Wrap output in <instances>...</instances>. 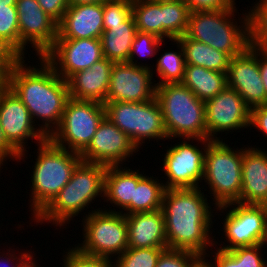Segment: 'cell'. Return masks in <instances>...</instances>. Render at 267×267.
I'll use <instances>...</instances> for the list:
<instances>
[{
    "label": "cell",
    "instance_id": "1",
    "mask_svg": "<svg viewBox=\"0 0 267 267\" xmlns=\"http://www.w3.org/2000/svg\"><path fill=\"white\" fill-rule=\"evenodd\" d=\"M24 58L18 57L11 65L8 87L27 107L34 124L35 119L42 120L39 129L49 138L70 99L68 83L43 57H39L41 68L27 67Z\"/></svg>",
    "mask_w": 267,
    "mask_h": 267
},
{
    "label": "cell",
    "instance_id": "2",
    "mask_svg": "<svg viewBox=\"0 0 267 267\" xmlns=\"http://www.w3.org/2000/svg\"><path fill=\"white\" fill-rule=\"evenodd\" d=\"M207 201L200 187L165 190L161 210L168 249L187 250L205 258L208 246L214 245L209 236L213 214Z\"/></svg>",
    "mask_w": 267,
    "mask_h": 267
},
{
    "label": "cell",
    "instance_id": "3",
    "mask_svg": "<svg viewBox=\"0 0 267 267\" xmlns=\"http://www.w3.org/2000/svg\"><path fill=\"white\" fill-rule=\"evenodd\" d=\"M0 36L19 57L29 42L42 57L58 37V23L37 0H0Z\"/></svg>",
    "mask_w": 267,
    "mask_h": 267
},
{
    "label": "cell",
    "instance_id": "4",
    "mask_svg": "<svg viewBox=\"0 0 267 267\" xmlns=\"http://www.w3.org/2000/svg\"><path fill=\"white\" fill-rule=\"evenodd\" d=\"M105 172V165L81 161L69 182L34 220L41 224L52 222L56 226L70 222L96 197H104Z\"/></svg>",
    "mask_w": 267,
    "mask_h": 267
},
{
    "label": "cell",
    "instance_id": "5",
    "mask_svg": "<svg viewBox=\"0 0 267 267\" xmlns=\"http://www.w3.org/2000/svg\"><path fill=\"white\" fill-rule=\"evenodd\" d=\"M157 99L163 115L168 139H207L205 102L181 83L156 86Z\"/></svg>",
    "mask_w": 267,
    "mask_h": 267
},
{
    "label": "cell",
    "instance_id": "6",
    "mask_svg": "<svg viewBox=\"0 0 267 267\" xmlns=\"http://www.w3.org/2000/svg\"><path fill=\"white\" fill-rule=\"evenodd\" d=\"M37 159L31 175V210L36 217L69 182L80 154L56 146L49 138L38 143Z\"/></svg>",
    "mask_w": 267,
    "mask_h": 267
},
{
    "label": "cell",
    "instance_id": "7",
    "mask_svg": "<svg viewBox=\"0 0 267 267\" xmlns=\"http://www.w3.org/2000/svg\"><path fill=\"white\" fill-rule=\"evenodd\" d=\"M235 8L191 12L185 35L227 53L231 58L240 55L249 46L248 14L245 13L238 26L233 22Z\"/></svg>",
    "mask_w": 267,
    "mask_h": 267
},
{
    "label": "cell",
    "instance_id": "8",
    "mask_svg": "<svg viewBox=\"0 0 267 267\" xmlns=\"http://www.w3.org/2000/svg\"><path fill=\"white\" fill-rule=\"evenodd\" d=\"M242 159L243 148L235 151L223 139L209 140L205 150L203 180L209 185L216 207L239 198L242 189Z\"/></svg>",
    "mask_w": 267,
    "mask_h": 267
},
{
    "label": "cell",
    "instance_id": "9",
    "mask_svg": "<svg viewBox=\"0 0 267 267\" xmlns=\"http://www.w3.org/2000/svg\"><path fill=\"white\" fill-rule=\"evenodd\" d=\"M104 108L105 116L129 137L137 149L147 138L168 139L156 98L147 102H105Z\"/></svg>",
    "mask_w": 267,
    "mask_h": 267
},
{
    "label": "cell",
    "instance_id": "10",
    "mask_svg": "<svg viewBox=\"0 0 267 267\" xmlns=\"http://www.w3.org/2000/svg\"><path fill=\"white\" fill-rule=\"evenodd\" d=\"M104 117L103 103L70 97L61 123L49 139L58 147L81 154L90 144Z\"/></svg>",
    "mask_w": 267,
    "mask_h": 267
},
{
    "label": "cell",
    "instance_id": "11",
    "mask_svg": "<svg viewBox=\"0 0 267 267\" xmlns=\"http://www.w3.org/2000/svg\"><path fill=\"white\" fill-rule=\"evenodd\" d=\"M83 220L84 241L77 246L82 252L111 260L128 248L127 222L122 211L99 208Z\"/></svg>",
    "mask_w": 267,
    "mask_h": 267
},
{
    "label": "cell",
    "instance_id": "12",
    "mask_svg": "<svg viewBox=\"0 0 267 267\" xmlns=\"http://www.w3.org/2000/svg\"><path fill=\"white\" fill-rule=\"evenodd\" d=\"M234 207H231L233 206ZM237 206V207H236ZM228 210L224 219L223 232L230 244L219 249L230 251L234 248L262 244L265 236L267 205L228 203L216 209Z\"/></svg>",
    "mask_w": 267,
    "mask_h": 267
},
{
    "label": "cell",
    "instance_id": "13",
    "mask_svg": "<svg viewBox=\"0 0 267 267\" xmlns=\"http://www.w3.org/2000/svg\"><path fill=\"white\" fill-rule=\"evenodd\" d=\"M196 141L205 145L204 152L185 140L167 149L163 159V170L168 177L165 189L199 187V181L204 176L205 150L209 139L196 138Z\"/></svg>",
    "mask_w": 267,
    "mask_h": 267
},
{
    "label": "cell",
    "instance_id": "14",
    "mask_svg": "<svg viewBox=\"0 0 267 267\" xmlns=\"http://www.w3.org/2000/svg\"><path fill=\"white\" fill-rule=\"evenodd\" d=\"M251 108L237 91L225 87L214 98L205 101L207 139L220 140L217 133L250 126Z\"/></svg>",
    "mask_w": 267,
    "mask_h": 267
},
{
    "label": "cell",
    "instance_id": "15",
    "mask_svg": "<svg viewBox=\"0 0 267 267\" xmlns=\"http://www.w3.org/2000/svg\"><path fill=\"white\" fill-rule=\"evenodd\" d=\"M42 57L64 80L104 58L100 39H56Z\"/></svg>",
    "mask_w": 267,
    "mask_h": 267
},
{
    "label": "cell",
    "instance_id": "16",
    "mask_svg": "<svg viewBox=\"0 0 267 267\" xmlns=\"http://www.w3.org/2000/svg\"><path fill=\"white\" fill-rule=\"evenodd\" d=\"M150 69L139 63H114L105 102H147L155 98L156 83L151 81Z\"/></svg>",
    "mask_w": 267,
    "mask_h": 267
},
{
    "label": "cell",
    "instance_id": "17",
    "mask_svg": "<svg viewBox=\"0 0 267 267\" xmlns=\"http://www.w3.org/2000/svg\"><path fill=\"white\" fill-rule=\"evenodd\" d=\"M0 125L7 141L20 153L19 161L24 159L27 151L26 140L34 138L40 144L47 139L40 129L35 128L27 107L9 87L0 91Z\"/></svg>",
    "mask_w": 267,
    "mask_h": 267
},
{
    "label": "cell",
    "instance_id": "18",
    "mask_svg": "<svg viewBox=\"0 0 267 267\" xmlns=\"http://www.w3.org/2000/svg\"><path fill=\"white\" fill-rule=\"evenodd\" d=\"M136 151L139 150L129 137L105 116L90 144L80 156L84 162L102 164L106 167L121 166L123 161Z\"/></svg>",
    "mask_w": 267,
    "mask_h": 267
},
{
    "label": "cell",
    "instance_id": "19",
    "mask_svg": "<svg viewBox=\"0 0 267 267\" xmlns=\"http://www.w3.org/2000/svg\"><path fill=\"white\" fill-rule=\"evenodd\" d=\"M226 79L227 86L237 91L251 109L267 104L257 49L249 45L240 55L232 57Z\"/></svg>",
    "mask_w": 267,
    "mask_h": 267
},
{
    "label": "cell",
    "instance_id": "20",
    "mask_svg": "<svg viewBox=\"0 0 267 267\" xmlns=\"http://www.w3.org/2000/svg\"><path fill=\"white\" fill-rule=\"evenodd\" d=\"M267 151L244 148L242 159V189L235 201L241 204H267Z\"/></svg>",
    "mask_w": 267,
    "mask_h": 267
},
{
    "label": "cell",
    "instance_id": "21",
    "mask_svg": "<svg viewBox=\"0 0 267 267\" xmlns=\"http://www.w3.org/2000/svg\"><path fill=\"white\" fill-rule=\"evenodd\" d=\"M103 20V4L68 6L56 39H100Z\"/></svg>",
    "mask_w": 267,
    "mask_h": 267
},
{
    "label": "cell",
    "instance_id": "22",
    "mask_svg": "<svg viewBox=\"0 0 267 267\" xmlns=\"http://www.w3.org/2000/svg\"><path fill=\"white\" fill-rule=\"evenodd\" d=\"M114 62L103 58L90 68L80 70L67 79L71 98L105 103Z\"/></svg>",
    "mask_w": 267,
    "mask_h": 267
},
{
    "label": "cell",
    "instance_id": "23",
    "mask_svg": "<svg viewBox=\"0 0 267 267\" xmlns=\"http://www.w3.org/2000/svg\"><path fill=\"white\" fill-rule=\"evenodd\" d=\"M128 247H167L164 215L161 209L125 215Z\"/></svg>",
    "mask_w": 267,
    "mask_h": 267
},
{
    "label": "cell",
    "instance_id": "24",
    "mask_svg": "<svg viewBox=\"0 0 267 267\" xmlns=\"http://www.w3.org/2000/svg\"><path fill=\"white\" fill-rule=\"evenodd\" d=\"M121 166L106 167L104 180V198L106 202L119 206L126 211L124 215L131 214V200H134V186L144 177L139 170L120 168ZM141 173V174H140ZM128 211V212H127Z\"/></svg>",
    "mask_w": 267,
    "mask_h": 267
},
{
    "label": "cell",
    "instance_id": "25",
    "mask_svg": "<svg viewBox=\"0 0 267 267\" xmlns=\"http://www.w3.org/2000/svg\"><path fill=\"white\" fill-rule=\"evenodd\" d=\"M136 31L133 14L122 24L110 25L100 38L103 56L114 63L127 62Z\"/></svg>",
    "mask_w": 267,
    "mask_h": 267
},
{
    "label": "cell",
    "instance_id": "26",
    "mask_svg": "<svg viewBox=\"0 0 267 267\" xmlns=\"http://www.w3.org/2000/svg\"><path fill=\"white\" fill-rule=\"evenodd\" d=\"M181 84L186 86L197 98L205 102L214 98L227 87L226 73L185 64Z\"/></svg>",
    "mask_w": 267,
    "mask_h": 267
},
{
    "label": "cell",
    "instance_id": "27",
    "mask_svg": "<svg viewBox=\"0 0 267 267\" xmlns=\"http://www.w3.org/2000/svg\"><path fill=\"white\" fill-rule=\"evenodd\" d=\"M184 50L185 64L227 73L231 57L200 41L189 39L186 35L177 38Z\"/></svg>",
    "mask_w": 267,
    "mask_h": 267
},
{
    "label": "cell",
    "instance_id": "28",
    "mask_svg": "<svg viewBox=\"0 0 267 267\" xmlns=\"http://www.w3.org/2000/svg\"><path fill=\"white\" fill-rule=\"evenodd\" d=\"M263 246V244H257L234 248L230 251L217 248L218 250L214 252V264L206 263L209 267H267V263L263 261L264 258L259 254Z\"/></svg>",
    "mask_w": 267,
    "mask_h": 267
},
{
    "label": "cell",
    "instance_id": "29",
    "mask_svg": "<svg viewBox=\"0 0 267 267\" xmlns=\"http://www.w3.org/2000/svg\"><path fill=\"white\" fill-rule=\"evenodd\" d=\"M155 177L145 176L134 186V200H131V214L138 212H151L162 207L165 192L163 183ZM158 180V181H157Z\"/></svg>",
    "mask_w": 267,
    "mask_h": 267
},
{
    "label": "cell",
    "instance_id": "30",
    "mask_svg": "<svg viewBox=\"0 0 267 267\" xmlns=\"http://www.w3.org/2000/svg\"><path fill=\"white\" fill-rule=\"evenodd\" d=\"M163 39L171 41L186 34L190 9L183 0L161 1Z\"/></svg>",
    "mask_w": 267,
    "mask_h": 267
},
{
    "label": "cell",
    "instance_id": "31",
    "mask_svg": "<svg viewBox=\"0 0 267 267\" xmlns=\"http://www.w3.org/2000/svg\"><path fill=\"white\" fill-rule=\"evenodd\" d=\"M132 14L138 31L163 39L161 1L132 0Z\"/></svg>",
    "mask_w": 267,
    "mask_h": 267
},
{
    "label": "cell",
    "instance_id": "32",
    "mask_svg": "<svg viewBox=\"0 0 267 267\" xmlns=\"http://www.w3.org/2000/svg\"><path fill=\"white\" fill-rule=\"evenodd\" d=\"M173 42H176L179 52L167 51L157 58L156 72L161 81L159 80L156 86L166 83H181L183 80L185 69L184 50L178 40L174 39Z\"/></svg>",
    "mask_w": 267,
    "mask_h": 267
},
{
    "label": "cell",
    "instance_id": "33",
    "mask_svg": "<svg viewBox=\"0 0 267 267\" xmlns=\"http://www.w3.org/2000/svg\"><path fill=\"white\" fill-rule=\"evenodd\" d=\"M250 11L248 12L249 45L267 53V0H259Z\"/></svg>",
    "mask_w": 267,
    "mask_h": 267
},
{
    "label": "cell",
    "instance_id": "34",
    "mask_svg": "<svg viewBox=\"0 0 267 267\" xmlns=\"http://www.w3.org/2000/svg\"><path fill=\"white\" fill-rule=\"evenodd\" d=\"M168 247L132 248L128 247L113 262V267H155L161 253Z\"/></svg>",
    "mask_w": 267,
    "mask_h": 267
},
{
    "label": "cell",
    "instance_id": "35",
    "mask_svg": "<svg viewBox=\"0 0 267 267\" xmlns=\"http://www.w3.org/2000/svg\"><path fill=\"white\" fill-rule=\"evenodd\" d=\"M205 258L201 255L178 249H165L155 267H198Z\"/></svg>",
    "mask_w": 267,
    "mask_h": 267
},
{
    "label": "cell",
    "instance_id": "36",
    "mask_svg": "<svg viewBox=\"0 0 267 267\" xmlns=\"http://www.w3.org/2000/svg\"><path fill=\"white\" fill-rule=\"evenodd\" d=\"M132 15V0H106L103 3V28L122 24Z\"/></svg>",
    "mask_w": 267,
    "mask_h": 267
},
{
    "label": "cell",
    "instance_id": "37",
    "mask_svg": "<svg viewBox=\"0 0 267 267\" xmlns=\"http://www.w3.org/2000/svg\"><path fill=\"white\" fill-rule=\"evenodd\" d=\"M162 42L163 39L152 33L140 32L137 30L131 45V51L127 63L137 66V61L134 57L137 54L139 56L147 57L154 56L158 52ZM133 60H135V62Z\"/></svg>",
    "mask_w": 267,
    "mask_h": 267
},
{
    "label": "cell",
    "instance_id": "38",
    "mask_svg": "<svg viewBox=\"0 0 267 267\" xmlns=\"http://www.w3.org/2000/svg\"><path fill=\"white\" fill-rule=\"evenodd\" d=\"M64 256V267H113L112 260L82 252L78 247L69 250Z\"/></svg>",
    "mask_w": 267,
    "mask_h": 267
},
{
    "label": "cell",
    "instance_id": "39",
    "mask_svg": "<svg viewBox=\"0 0 267 267\" xmlns=\"http://www.w3.org/2000/svg\"><path fill=\"white\" fill-rule=\"evenodd\" d=\"M19 56L0 36V89H7L9 82V71L13 62Z\"/></svg>",
    "mask_w": 267,
    "mask_h": 267
},
{
    "label": "cell",
    "instance_id": "40",
    "mask_svg": "<svg viewBox=\"0 0 267 267\" xmlns=\"http://www.w3.org/2000/svg\"><path fill=\"white\" fill-rule=\"evenodd\" d=\"M191 12L216 11L233 8L235 0H183Z\"/></svg>",
    "mask_w": 267,
    "mask_h": 267
},
{
    "label": "cell",
    "instance_id": "41",
    "mask_svg": "<svg viewBox=\"0 0 267 267\" xmlns=\"http://www.w3.org/2000/svg\"><path fill=\"white\" fill-rule=\"evenodd\" d=\"M46 14L59 23L69 4L68 0H37Z\"/></svg>",
    "mask_w": 267,
    "mask_h": 267
},
{
    "label": "cell",
    "instance_id": "42",
    "mask_svg": "<svg viewBox=\"0 0 267 267\" xmlns=\"http://www.w3.org/2000/svg\"><path fill=\"white\" fill-rule=\"evenodd\" d=\"M250 125L256 127L267 136V104L251 109Z\"/></svg>",
    "mask_w": 267,
    "mask_h": 267
},
{
    "label": "cell",
    "instance_id": "43",
    "mask_svg": "<svg viewBox=\"0 0 267 267\" xmlns=\"http://www.w3.org/2000/svg\"><path fill=\"white\" fill-rule=\"evenodd\" d=\"M19 152L7 141L5 138L3 129L0 125V166L3 165V162L11 157L14 159H18Z\"/></svg>",
    "mask_w": 267,
    "mask_h": 267
},
{
    "label": "cell",
    "instance_id": "44",
    "mask_svg": "<svg viewBox=\"0 0 267 267\" xmlns=\"http://www.w3.org/2000/svg\"><path fill=\"white\" fill-rule=\"evenodd\" d=\"M9 252H6V253H8L4 258L6 259V260H4V258L2 259L1 257H0V259H1V262H0V267H3L2 265H4L5 264V262H7L8 264H9V261L11 262V263H13V260L14 261H16V259L18 258L17 256L15 257L14 255H15V253L14 254H9L10 253V250H8ZM31 252H29V253H23V254H21L20 255V257L18 258V260L16 261V263H15V265H14V263L13 264H9V265H13V266H8V267H22V265L33 255V254H30ZM9 256V257H8ZM11 260H10V259ZM13 259V260H12ZM9 260V261H8ZM2 262H4V263H2ZM7 264V265H8ZM6 265V264H5ZM4 265V266H5ZM6 265V266H7Z\"/></svg>",
    "mask_w": 267,
    "mask_h": 267
},
{
    "label": "cell",
    "instance_id": "45",
    "mask_svg": "<svg viewBox=\"0 0 267 267\" xmlns=\"http://www.w3.org/2000/svg\"><path fill=\"white\" fill-rule=\"evenodd\" d=\"M258 57H259L258 66L260 69V75L267 95V53L258 50Z\"/></svg>",
    "mask_w": 267,
    "mask_h": 267
},
{
    "label": "cell",
    "instance_id": "46",
    "mask_svg": "<svg viewBox=\"0 0 267 267\" xmlns=\"http://www.w3.org/2000/svg\"><path fill=\"white\" fill-rule=\"evenodd\" d=\"M106 0H68L69 6L103 4Z\"/></svg>",
    "mask_w": 267,
    "mask_h": 267
},
{
    "label": "cell",
    "instance_id": "47",
    "mask_svg": "<svg viewBox=\"0 0 267 267\" xmlns=\"http://www.w3.org/2000/svg\"><path fill=\"white\" fill-rule=\"evenodd\" d=\"M34 256H31L23 265L22 267H37L35 261H32Z\"/></svg>",
    "mask_w": 267,
    "mask_h": 267
},
{
    "label": "cell",
    "instance_id": "48",
    "mask_svg": "<svg viewBox=\"0 0 267 267\" xmlns=\"http://www.w3.org/2000/svg\"><path fill=\"white\" fill-rule=\"evenodd\" d=\"M262 244L264 245V247L265 245H267V218H266L265 236Z\"/></svg>",
    "mask_w": 267,
    "mask_h": 267
},
{
    "label": "cell",
    "instance_id": "49",
    "mask_svg": "<svg viewBox=\"0 0 267 267\" xmlns=\"http://www.w3.org/2000/svg\"><path fill=\"white\" fill-rule=\"evenodd\" d=\"M205 261L207 260H204L198 267H209Z\"/></svg>",
    "mask_w": 267,
    "mask_h": 267
},
{
    "label": "cell",
    "instance_id": "50",
    "mask_svg": "<svg viewBox=\"0 0 267 267\" xmlns=\"http://www.w3.org/2000/svg\"><path fill=\"white\" fill-rule=\"evenodd\" d=\"M151 1H171V0H151Z\"/></svg>",
    "mask_w": 267,
    "mask_h": 267
}]
</instances>
